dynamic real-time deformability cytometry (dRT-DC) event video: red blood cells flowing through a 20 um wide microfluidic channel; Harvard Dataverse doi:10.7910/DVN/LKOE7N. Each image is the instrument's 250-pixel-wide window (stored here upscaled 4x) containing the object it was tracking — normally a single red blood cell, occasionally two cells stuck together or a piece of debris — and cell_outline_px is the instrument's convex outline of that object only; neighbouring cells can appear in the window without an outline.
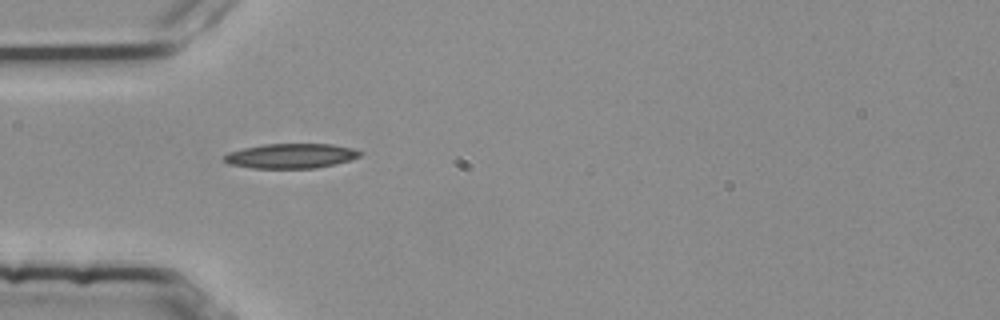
{"species": "common noctule bat (a hibernating species)", "species_latin": "Nyctalus noctula", "temperature_condition": "room temperature", "stored_images_in_passage": 1, "camera_frame_rate_fps": 3000, "um_per_image_px": 0.085, "animal": {"sex": "female", "body_mass_g": 25.1}, "frame": {"image": 1, "passage_image": 1, "time_ms": 0.0, "image_size_px": [1000, 320], "cell_outline_px": [[364, 152], [360, 156], [336, 164], [316, 168], [252, 168], [228, 164], [224, 160], [224, 156], [228, 152], [244, 148], [264, 144], [332, 144], [352, 148]], "centroid_in_image_um": [24.73, 13.25], "position_along_channel_um": 60.3, "area_um2": 19.59}}